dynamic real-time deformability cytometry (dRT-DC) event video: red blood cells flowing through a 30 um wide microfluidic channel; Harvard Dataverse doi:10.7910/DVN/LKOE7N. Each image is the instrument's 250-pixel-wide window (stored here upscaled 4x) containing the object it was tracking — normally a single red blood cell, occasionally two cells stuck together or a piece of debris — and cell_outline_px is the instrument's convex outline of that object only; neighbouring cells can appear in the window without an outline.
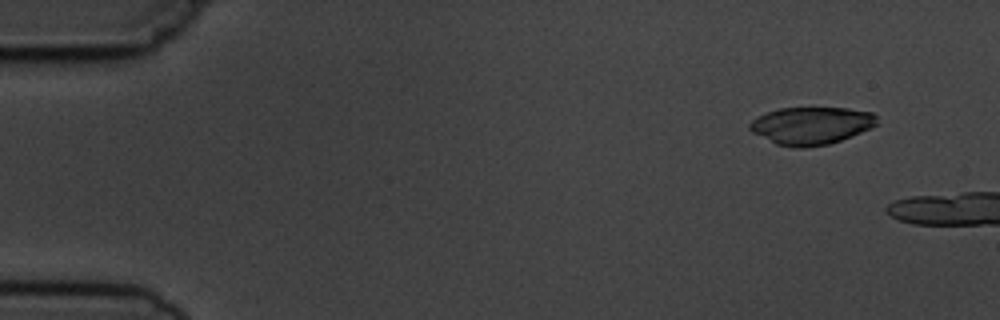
{"species": "common noctule bat (a hibernating species)", "species_latin": "Nyctalus noctula", "temperature_condition": "cold", "stored_images_in_passage": 2, "camera_frame_rate_fps": 3000, "um_per_image_px": 0.085, "animal": {"sex": "male", "body_mass_g": 19.5, "forearm_length_mm": 54.6}, "frame": {"image": 1, "passage_image": 1, "time_ms": 0.0, "image_size_px": [1000, 320], "cell_outline_px": [[876, 124], [872, 128], [840, 140], [828, 144], [804, 148], [792, 148], [776, 144], [752, 132], [748, 128], [748, 124], [752, 120], [768, 112], [780, 108], [848, 108], [872, 112], [876, 116]], "centroid_in_image_um": [68.94, 10.68], "position_along_channel_um": 16.1, "area_um2": 27.74}}